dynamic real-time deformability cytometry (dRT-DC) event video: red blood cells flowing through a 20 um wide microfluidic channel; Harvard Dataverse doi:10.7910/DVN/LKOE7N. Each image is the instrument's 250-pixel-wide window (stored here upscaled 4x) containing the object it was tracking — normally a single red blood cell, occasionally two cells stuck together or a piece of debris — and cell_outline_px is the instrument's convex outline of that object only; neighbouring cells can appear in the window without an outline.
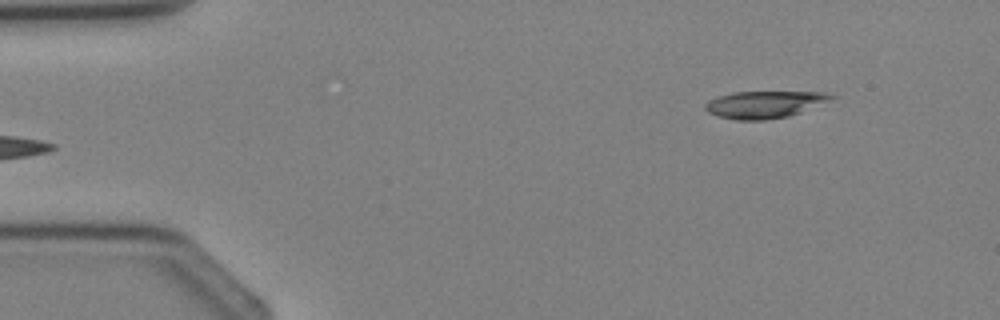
{"species": "Egyptian fruit bat (a non-hibernating species)", "species_latin": "Rousettus aegyptiacus", "temperature_condition": "cold", "stored_images_in_passage": 3, "segment_of_instrument_passage": [2, 2], "camera_frame_rate_fps": 3000, "um_per_image_px": 0.085, "animal": {"sex": "female"}, "frame": {"image": 1, "passage_image": 3, "time_ms": 2.333, "image_size_px": [1000, 320], "cell_outline_px": [[840, 96], [800, 112], [788, 116], [764, 120], [736, 120], [716, 116], [708, 112], [704, 108], [704, 104], [708, 100], [716, 96], [732, 92], [824, 92]], "centroid_in_image_um": [64.94, 8.87], "position_along_channel_um": 20.1, "area_um2": 20.0}}